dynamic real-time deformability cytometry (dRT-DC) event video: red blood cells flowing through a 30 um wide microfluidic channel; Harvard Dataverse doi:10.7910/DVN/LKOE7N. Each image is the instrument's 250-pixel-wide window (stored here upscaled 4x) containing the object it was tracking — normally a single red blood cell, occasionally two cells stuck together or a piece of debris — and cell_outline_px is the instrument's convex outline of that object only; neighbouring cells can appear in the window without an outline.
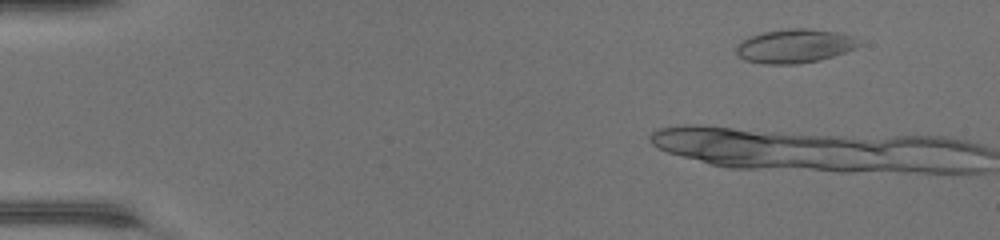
{"species": "common noctule bat (a hibernating species)", "species_latin": "Nyctalus noctula", "temperature_condition": "warm", "stored_images_in_passage": 13, "camera_frame_rate_fps": 3000, "um_per_image_px": 0.085, "animal": {"sex": "female", "body_mass_g": 17.0, "forearm_length_mm": 48.0}, "frame": {"image": 1, "passage_image": 4, "time_ms": 1.0, "image_size_px": [1000, 240], "cell_outline_px": [[864, 44], [856, 48], [820, 60], [796, 64], [764, 64], [744, 60], [736, 52], [736, 44], [740, 40], [748, 36], [760, 32], [788, 28], [808, 28], [836, 32], [852, 36]], "centroid_in_image_um": [67.51, 3.9], "position_along_channel_um": 17.5, "area_um2": 24.51}}